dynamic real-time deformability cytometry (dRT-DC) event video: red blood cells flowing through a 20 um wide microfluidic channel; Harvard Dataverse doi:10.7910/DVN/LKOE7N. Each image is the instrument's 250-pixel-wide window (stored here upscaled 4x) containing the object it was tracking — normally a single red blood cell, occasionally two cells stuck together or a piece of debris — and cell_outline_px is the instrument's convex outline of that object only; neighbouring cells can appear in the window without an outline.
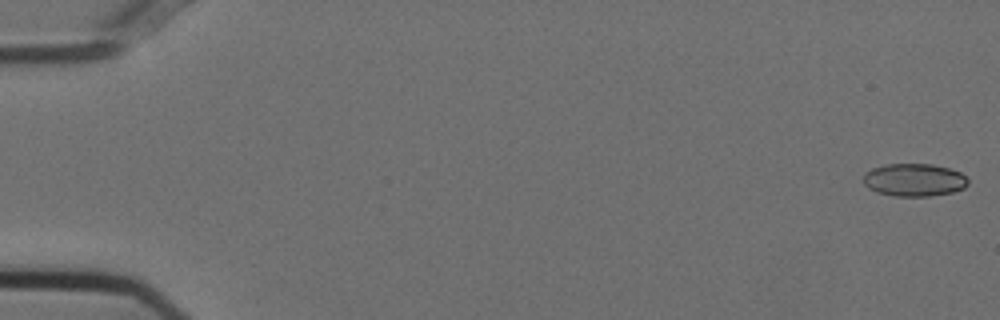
{"species": "Egyptian fruit bat (a non-hibernating species)", "species_latin": "Rousettus aegyptiacus", "temperature_condition": "cold", "stored_images_in_passage": 55, "camera_frame_rate_fps": 3000, "um_per_image_px": 0.085, "animal": {"sex": "female"}, "frame": {"image": 1, "passage_image": 1, "time_ms": 0.0, "image_size_px": [1000, 320], "cell_outline_px": [[968, 184], [964, 188], [952, 192], [928, 196], [896, 196], [876, 192], [868, 188], [864, 184], [864, 172], [872, 168], [888, 164], [932, 164], [948, 168], [960, 172], [968, 180]], "centroid_in_image_um": [77.69, 15.29], "position_along_channel_um": 7.3, "area_um2": 19.94}}
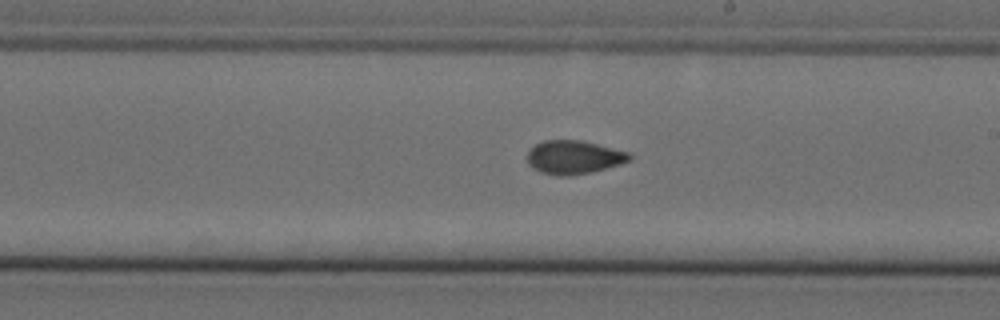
{"frame": {"image": 2, "passage_image": 32, "time_ms": 10.333, "image_size_px": [1000, 320], "cell_outline_px": [[632, 156], [628, 160], [620, 164], [588, 172], [568, 176], [556, 176], [540, 172], [532, 168], [528, 164], [528, 152], [536, 144], [544, 140], [580, 140], [628, 152]], "centroid_in_image_um": [48.72, 13.37], "position_along_channel_um": 240.3, "area_um2": 19.65}}
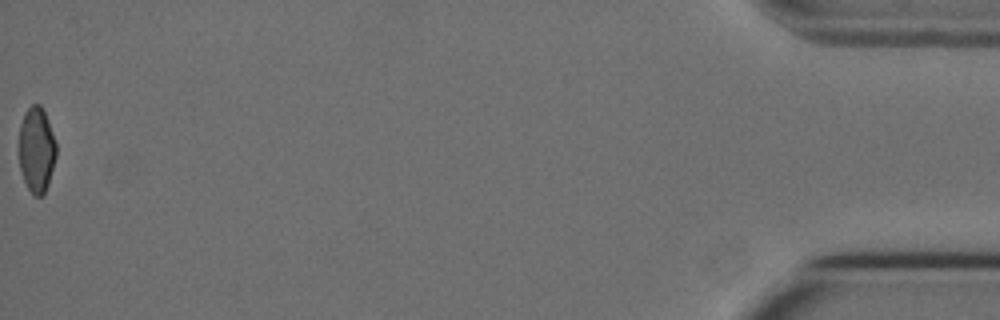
{"frame": {"image": 3, "passage_image": 55, "time_ms": 18.0, "image_size_px": [1000, 320], "cell_outline_px": [[56, 156], [48, 184], [44, 196], [32, 196], [24, 180], [20, 168], [20, 124], [24, 112], [32, 104], [40, 104], [44, 112], [56, 144]], "centroid_in_image_um": [3.1, 12.76], "position_along_channel_um": 432.1, "area_um2": 18.32}, "authors_computed_cell_mechanics": {"area_um2": 19.8832, "velocity_mm_per_s": 3.7474, "shape_relaxation_time_tau1_ms": null, "shape_relaxation_time_tau2_ms": 1.9354, "deformation_change_tau1": null, "deformation_change_tau2": 0.0641}}